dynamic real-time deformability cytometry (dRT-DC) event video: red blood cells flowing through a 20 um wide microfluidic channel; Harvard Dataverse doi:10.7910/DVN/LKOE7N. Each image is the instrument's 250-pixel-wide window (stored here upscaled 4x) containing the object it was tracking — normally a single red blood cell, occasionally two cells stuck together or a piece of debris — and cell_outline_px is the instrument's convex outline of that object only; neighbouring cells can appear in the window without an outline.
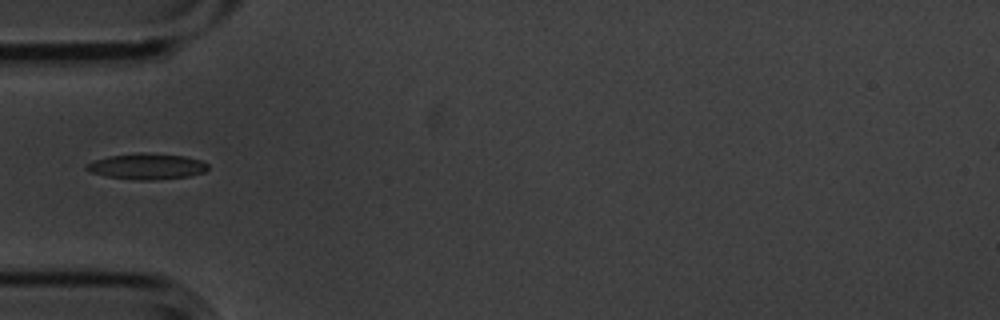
{"species": "common noctule bat (a hibernating species)", "species_latin": "Nyctalus noctula", "temperature_condition": "cold", "stored_images_in_passage": 11, "camera_frame_rate_fps": 3000, "um_per_image_px": 0.085, "animal": {"sex": "male", "body_mass_g": 20.1, "forearm_length_mm": 53.5}, "frame": {"image": 1, "passage_image": 2, "time_ms": 0.333, "image_size_px": [1000, 320], "cell_outline_px": [[208, 168], [204, 172], [188, 176], [152, 180], [140, 180], [108, 176], [88, 172], [84, 168], [88, 164], [96, 160], [108, 156], [136, 152], [144, 152], [184, 156], [200, 160], [208, 164]], "centroid_in_image_um": [12.48, 14.13], "position_along_channel_um": 72.5, "area_um2": 18.21}}
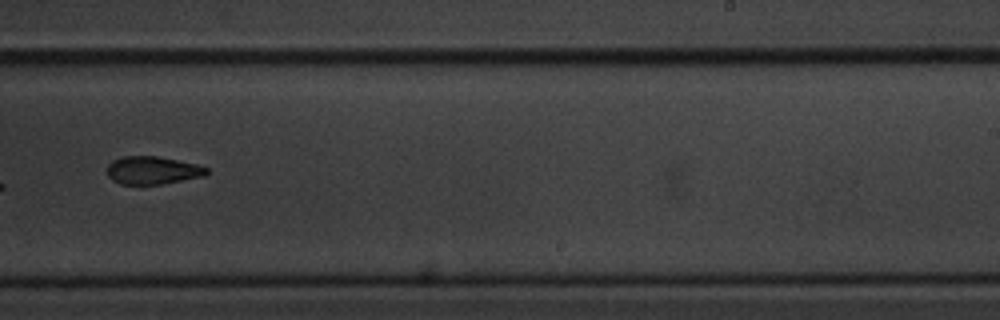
{"frame": {"image": 2, "passage_image": 7, "time_ms": 2.0, "image_size_px": [1000, 320], "cell_outline_px": [[208, 172], [204, 176], [160, 184], [120, 184], [112, 180], [108, 176], [108, 164], [112, 160], [124, 156], [156, 156], [196, 164], [208, 168]], "centroid_in_image_um": [12.94, 14.47], "position_along_channel_um": 276.1, "area_um2": 16.01}}
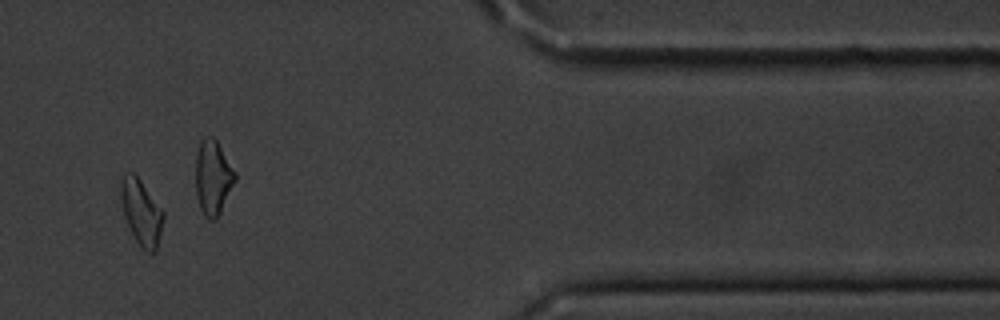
{"frame": {"image": 3, "passage_image": 10, "time_ms": 3.0, "image_size_px": [1000, 320], "cell_outline_px": [[164, 216], [156, 252], [148, 252], [136, 240], [124, 216], [120, 196], [120, 176], [132, 172], [140, 180], [164, 212]], "centroid_in_image_um": [12.0, 18.01], "position_along_channel_um": 399.4, "area_um2": 15.9}}